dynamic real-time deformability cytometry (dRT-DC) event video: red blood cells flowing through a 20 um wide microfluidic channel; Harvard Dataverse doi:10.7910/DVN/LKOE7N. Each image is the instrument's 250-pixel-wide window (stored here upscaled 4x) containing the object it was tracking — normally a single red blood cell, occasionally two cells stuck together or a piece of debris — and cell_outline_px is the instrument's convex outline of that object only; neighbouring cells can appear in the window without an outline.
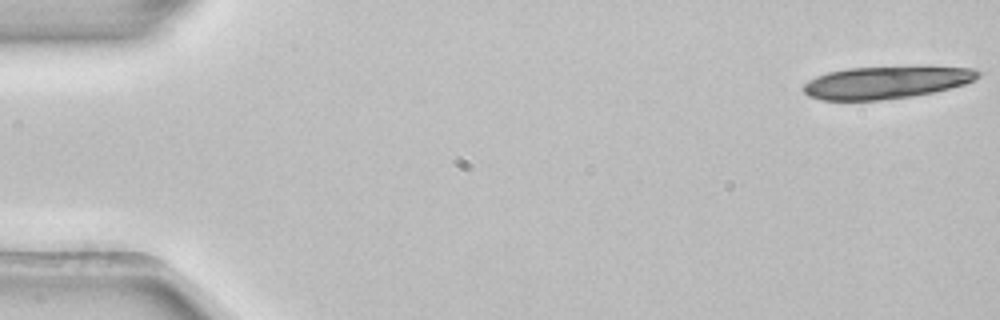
{"species": "common noctule bat (a hibernating species)", "species_latin": "Nyctalus noctula", "temperature_condition": "room temperature", "stored_images_in_passage": 5, "segment_of_instrument_passage": [2, 2], "camera_frame_rate_fps": 3000, "um_per_image_px": 0.085, "animal": {"sex": "female", "body_mass_g": 22.7, "forearm_length_mm": 54.2}, "frame": {"image": 1, "passage_image": 5, "time_ms": 1.333, "image_size_px": [1000, 320], "cell_outline_px": [[980, 76], [964, 84], [932, 92], [912, 96], [880, 100], [820, 100], [808, 96], [804, 92], [804, 84], [808, 80], [816, 76], [828, 72], [848, 68], [920, 64], [924, 64], [972, 68], [980, 72]], "centroid_in_image_um": [75.36, 6.96], "position_along_channel_um": 9.6, "area_um2": 33.87}}